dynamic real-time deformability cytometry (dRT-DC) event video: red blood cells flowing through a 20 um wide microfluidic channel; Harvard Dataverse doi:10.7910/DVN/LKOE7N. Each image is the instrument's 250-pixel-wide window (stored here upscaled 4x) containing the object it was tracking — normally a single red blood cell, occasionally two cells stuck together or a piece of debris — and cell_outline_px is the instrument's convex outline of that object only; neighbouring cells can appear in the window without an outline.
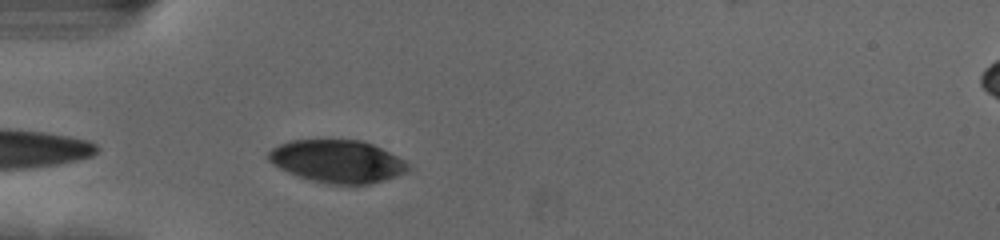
{"species": "human", "species_latin": "Homo sapiens", "temperature_condition": "cold", "stored_images_in_passage": 16, "camera_frame_rate_fps": 3000, "um_per_image_px": 0.085, "donor": {"sex": "female"}, "frame": {"image": 1, "passage_image": 2, "time_ms": 0.333, "image_size_px": [1000, 240], "cell_outline_px": [[412, 168], [404, 172], [384, 180], [368, 184], [328, 184], [296, 176], [272, 164], [268, 160], [268, 152], [272, 148], [280, 144], [292, 140], [360, 140], [372, 144], [404, 160]], "centroid_in_image_um": [28.65, 13.71], "position_along_channel_um": 56.4, "area_um2": 34.45}}
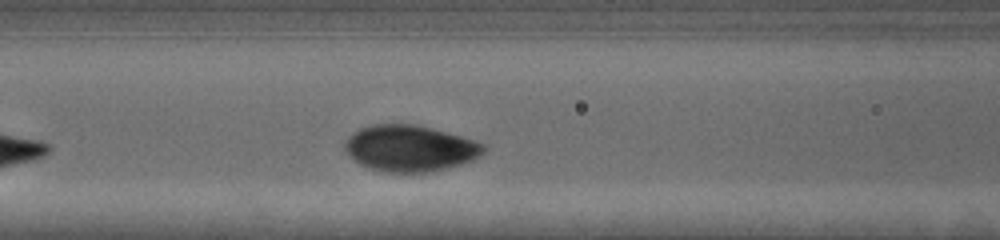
{"frame": {"image": 2, "passage_image": 9, "time_ms": 2.667, "image_size_px": [1000, 240], "cell_outline_px": [[484, 152], [480, 156], [472, 160], [448, 168], [432, 172], [388, 172], [368, 168], [360, 164], [344, 148], [344, 144], [348, 136], [352, 132], [360, 128], [376, 124], [412, 124], [460, 136], [484, 144]], "centroid_in_image_um": [34.83, 12.61], "position_along_channel_um": 131.8, "area_um2": 36.93}}
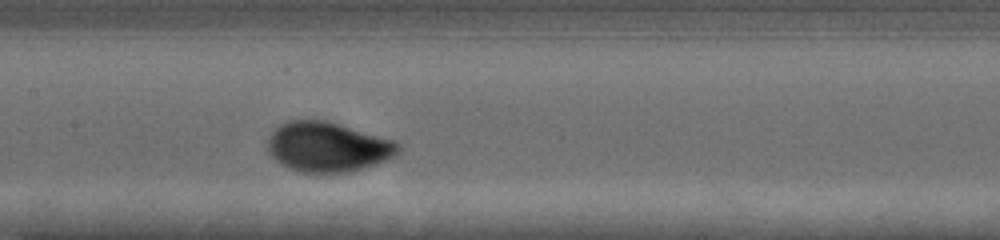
{"frame": {"image": 3, "passage_image": 13, "time_ms": 4.0, "image_size_px": [1000, 240], "cell_outline_px": [[400, 152], [396, 156], [376, 164], [348, 172], [304, 172], [288, 168], [280, 164], [268, 152], [268, 140], [272, 132], [280, 124], [288, 120], [324, 120], [396, 140], [400, 144]], "centroid_in_image_um": [27.88, 12.48], "position_along_channel_um": 179.5, "area_um2": 37.86}}